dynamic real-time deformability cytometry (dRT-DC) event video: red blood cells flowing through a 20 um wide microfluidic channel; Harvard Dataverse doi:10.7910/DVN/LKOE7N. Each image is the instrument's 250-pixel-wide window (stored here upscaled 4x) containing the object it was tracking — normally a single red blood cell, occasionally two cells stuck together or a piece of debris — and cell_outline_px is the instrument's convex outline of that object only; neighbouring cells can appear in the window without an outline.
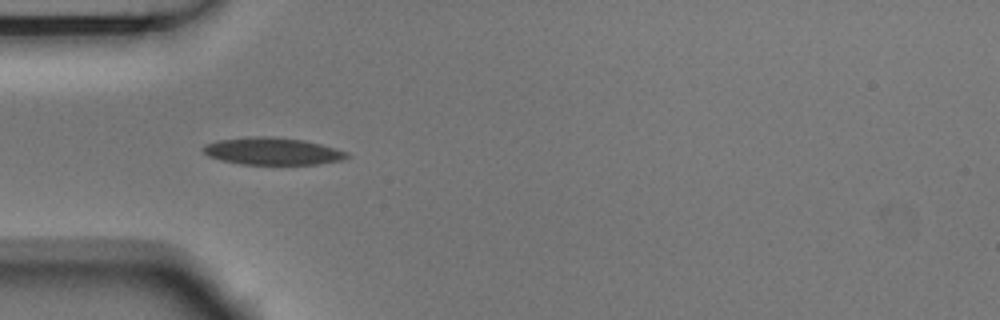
{"species": "Egyptian fruit bat (a non-hibernating species)", "species_latin": "Rousettus aegyptiacus", "temperature_condition": "room temperature", "stored_images_in_passage": 5, "camera_frame_rate_fps": 3000, "um_per_image_px": 0.085, "animal": {"sex": "male"}, "frame": {"image": 1, "passage_image": 4, "time_ms": 1.0, "image_size_px": [1000, 320], "cell_outline_px": [[348, 156], [340, 160], [316, 164], [240, 164], [220, 160], [208, 156], [200, 148], [204, 144], [220, 140], [252, 136], [272, 136], [304, 140], [320, 144], [348, 152]], "centroid_in_image_um": [23.1, 12.85], "position_along_channel_um": 61.9, "area_um2": 22.72}}
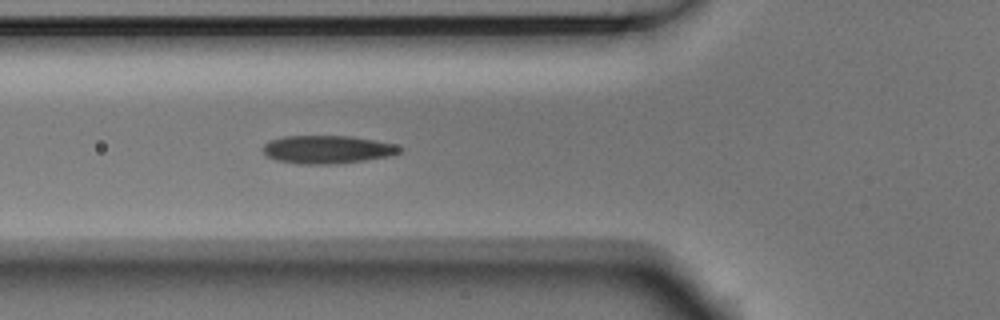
{"frame": {"image": 2, "passage_image": 5, "time_ms": 1.333, "image_size_px": [1000, 320], "cell_outline_px": [[404, 148], [400, 152], [388, 156], [364, 160], [336, 164], [300, 164], [276, 160], [268, 156], [260, 148], [268, 140], [284, 136], [352, 136], [376, 140], [396, 144]], "centroid_in_image_um": [27.81, 12.7], "position_along_channel_um": 98.0, "area_um2": 22.54}}